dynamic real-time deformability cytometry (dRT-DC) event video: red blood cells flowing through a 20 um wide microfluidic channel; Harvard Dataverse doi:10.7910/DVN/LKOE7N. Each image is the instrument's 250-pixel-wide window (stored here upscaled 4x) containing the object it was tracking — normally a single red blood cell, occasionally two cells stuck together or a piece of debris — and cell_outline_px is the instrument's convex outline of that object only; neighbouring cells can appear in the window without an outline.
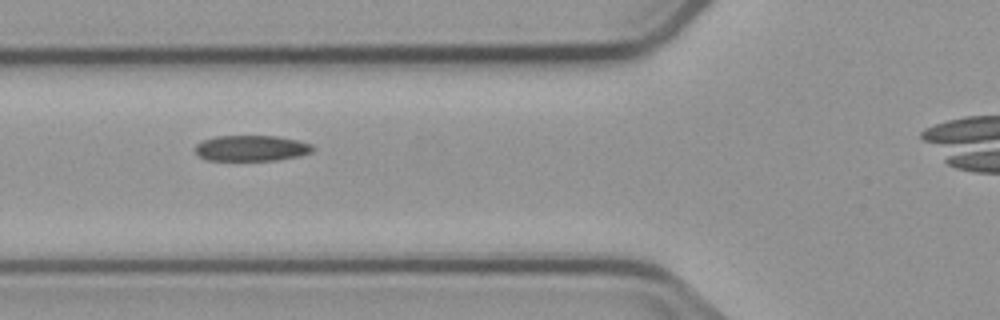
{"species": "common noctule bat (a hibernating species)", "species_latin": "Nyctalus noctula", "temperature_condition": "cold", "stored_images_in_passage": 4, "camera_frame_rate_fps": 3000, "um_per_image_px": 0.085, "animal": {"sex": "male", "body_mass_g": 23.1, "forearm_length_mm": 52.7}, "frame": {"image": 1, "passage_image": 3, "time_ms": 2.333, "image_size_px": [1000, 320], "cell_outline_px": [[316, 148], [312, 152], [300, 156], [276, 160], [208, 160], [200, 156], [196, 152], [196, 144], [204, 140], [216, 136], [276, 136], [296, 140], [312, 144]], "centroid_in_image_um": [21.41, 12.59], "position_along_channel_um": 104.4, "area_um2": 17.57}}
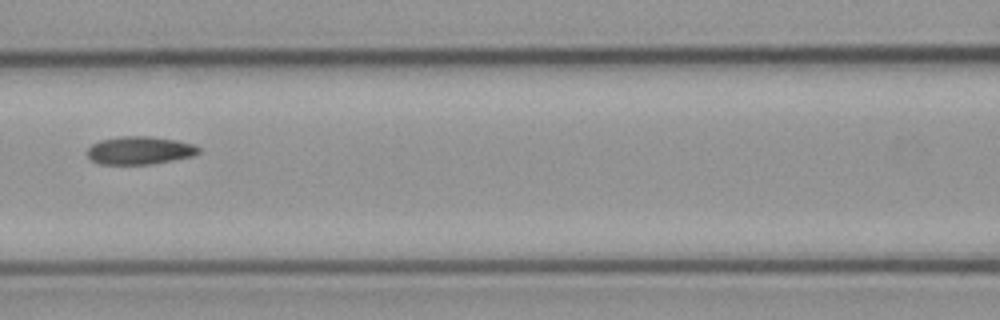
{"frame": {"image": 2, "passage_image": 4, "time_ms": 3.667, "image_size_px": [1000, 320], "cell_outline_px": [[200, 152], [192, 156], [152, 164], [100, 164], [92, 160], [88, 156], [88, 148], [92, 144], [100, 140], [120, 136], [152, 136], [176, 140], [196, 144], [200, 148]], "centroid_in_image_um": [11.9, 12.77], "position_along_channel_um": 154.7, "area_um2": 18.21}}